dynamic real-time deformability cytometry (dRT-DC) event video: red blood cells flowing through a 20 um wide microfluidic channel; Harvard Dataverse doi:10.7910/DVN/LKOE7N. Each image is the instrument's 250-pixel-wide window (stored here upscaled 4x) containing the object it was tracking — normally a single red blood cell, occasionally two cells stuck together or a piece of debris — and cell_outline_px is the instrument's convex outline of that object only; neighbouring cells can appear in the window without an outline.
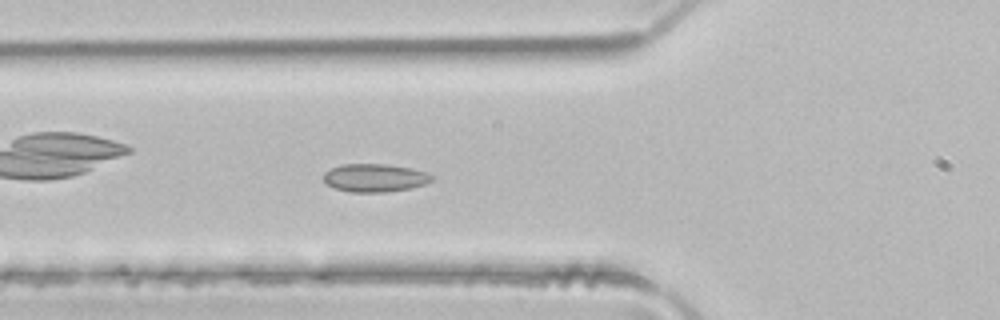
{"species": "common noctule bat (a hibernating species)", "species_latin": "Nyctalus noctula", "temperature_condition": "room temperature", "stored_images_in_passage": 33, "camera_frame_rate_fps": 3000, "um_per_image_px": 0.085, "animal": {"sex": "male", "body_mass_g": 21.5, "forearm_length_mm": 52.0}, "frame": {"image": 1, "passage_image": 9, "time_ms": 2.667, "image_size_px": [1000, 320], "cell_outline_px": [[436, 176], [432, 180], [424, 184], [412, 188], [384, 192], [352, 192], [336, 188], [328, 184], [324, 180], [324, 172], [340, 164], [388, 164], [412, 168]], "centroid_in_image_um": [31.88, 15.11], "position_along_channel_um": 93.9, "area_um2": 17.69}}
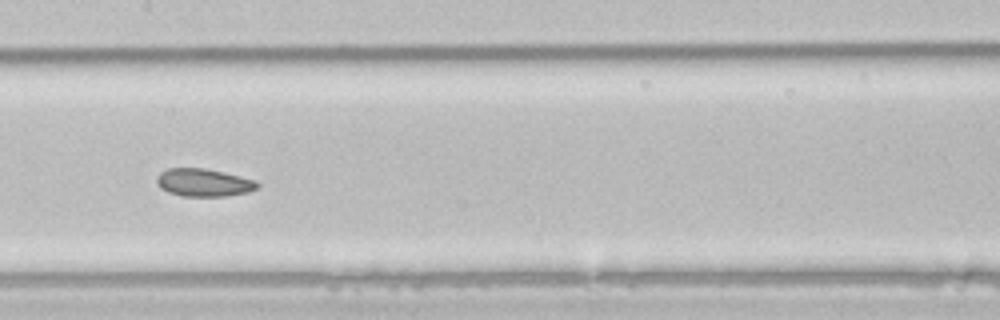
{"frame": {"image": 2, "passage_image": 16, "time_ms": 5.0, "image_size_px": [1000, 320], "cell_outline_px": [[260, 188], [248, 192], [224, 196], [180, 196], [168, 192], [160, 188], [156, 184], [156, 176], [160, 172], [168, 168], [204, 168], [240, 176], [256, 180], [260, 184]], "centroid_in_image_um": [17.3, 15.52], "position_along_channel_um": 190.1, "area_um2": 16.47}}
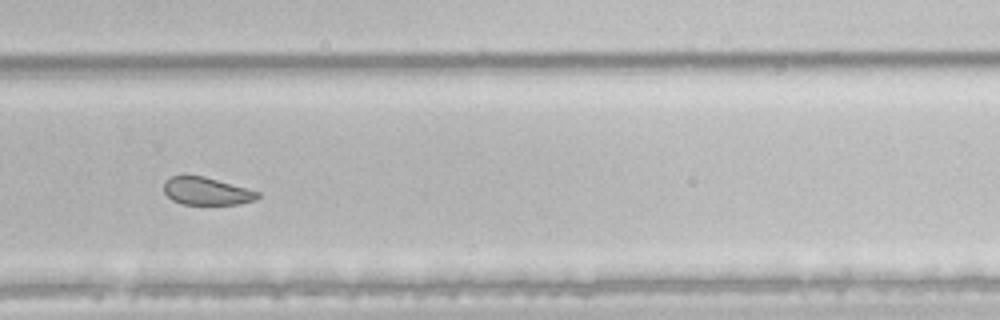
{"frame": {"image": 3, "passage_image": 25, "time_ms": 8.0, "image_size_px": [1000, 320], "cell_outline_px": [[260, 196], [256, 200], [240, 204], [184, 204], [172, 200], [164, 192], [164, 184], [172, 176], [204, 176], [260, 192]], "centroid_in_image_um": [17.6, 16.26], "position_along_channel_um": 312.2, "area_um2": 14.91}, "authors_computed_cell_mechanics": {"area_um2": 16.7042, "velocity_mm_per_s": 4.0951, "shape_relaxation_time_tau1_ms": null, "shape_relaxation_time_tau2_ms": 4.4005, "deformation_change_tau1": null, "deformation_change_tau2": 0.0778}}